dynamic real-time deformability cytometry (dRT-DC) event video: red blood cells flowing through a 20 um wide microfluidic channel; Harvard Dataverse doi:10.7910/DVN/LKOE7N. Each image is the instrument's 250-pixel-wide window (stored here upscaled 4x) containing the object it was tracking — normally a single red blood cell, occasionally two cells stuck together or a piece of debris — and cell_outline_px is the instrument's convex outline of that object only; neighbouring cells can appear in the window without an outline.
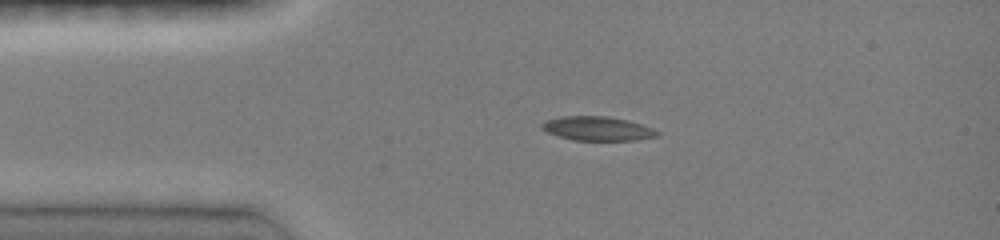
{"species": "common noctule bat (a hibernating species)", "species_latin": "Nyctalus noctula", "temperature_condition": "room temperature", "stored_images_in_passage": 13, "camera_frame_rate_fps": 3000, "um_per_image_px": 0.085, "animal": {"sex": "female", "body_mass_g": 19.0, "forearm_length_mm": 51.5}, "frame": {"image": 1, "passage_image": 1, "time_ms": 0.0, "image_size_px": [1000, 240], "cell_outline_px": [[660, 136], [636, 140], [572, 140], [548, 132], [540, 128], [540, 124], [548, 120], [560, 116], [608, 116], [628, 120], [652, 128], [660, 132]], "centroid_in_image_um": [50.81, 10.92], "position_along_channel_um": 34.2, "area_um2": 16.18}}
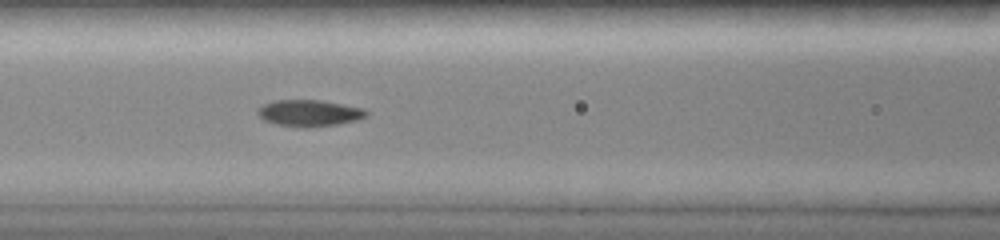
{"frame": {"image": 2, "passage_image": 10, "time_ms": 3.333, "image_size_px": [1000, 240], "cell_outline_px": [[368, 116], [356, 120], [336, 124], [308, 128], [304, 128], [276, 124], [264, 120], [256, 112], [256, 108], [272, 100], [320, 100], [364, 108], [368, 112]], "centroid_in_image_um": [26.27, 9.61], "position_along_channel_um": 140.3, "area_um2": 16.88}}